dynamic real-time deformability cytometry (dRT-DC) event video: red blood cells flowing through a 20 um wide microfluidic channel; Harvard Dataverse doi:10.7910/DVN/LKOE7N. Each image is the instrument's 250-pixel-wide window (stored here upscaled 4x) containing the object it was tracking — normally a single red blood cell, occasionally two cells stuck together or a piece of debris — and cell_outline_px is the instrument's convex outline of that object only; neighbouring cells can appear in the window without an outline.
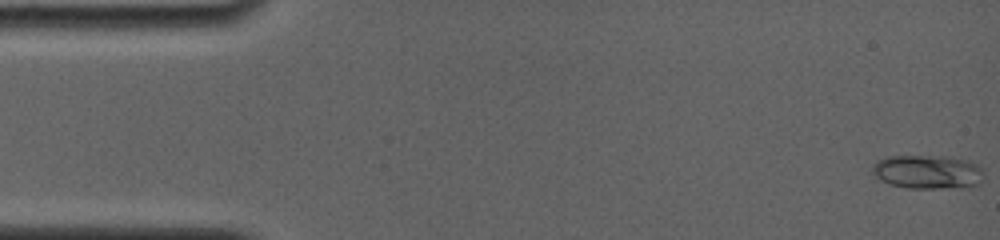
{"species": "common noctule bat (a hibernating species)", "species_latin": "Nyctalus noctula", "temperature_condition": "room temperature", "stored_images_in_passage": 19, "camera_frame_rate_fps": 4000, "um_per_image_px": 0.085, "animal": {"sex": "female", "body_mass_g": 19.0, "forearm_length_mm": 56.7}, "frame": {"image": 1, "passage_image": 1, "time_ms": 0.0, "image_size_px": [1000, 240], "cell_outline_px": [[980, 184], [960, 188], [908, 188], [888, 184], [880, 180], [872, 172], [872, 164], [876, 160], [888, 156], [948, 156], [968, 160], [976, 164], [980, 168]], "centroid_in_image_um": [78.79, 14.61], "position_along_channel_um": 6.2, "area_um2": 22.08}}
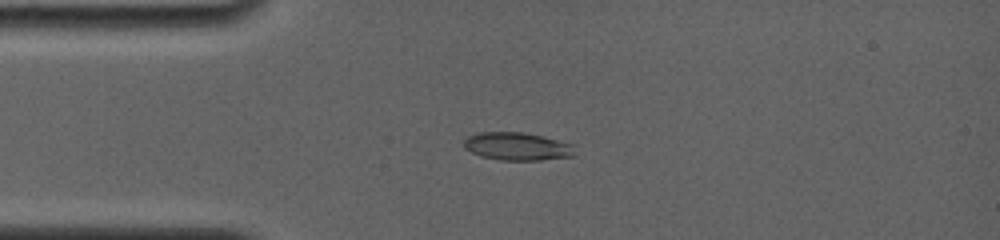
{"frame": {"image": 2, "passage_image": 16, "time_ms": 3.75, "image_size_px": [1000, 240], "cell_outline_px": [[576, 156], [540, 160], [500, 160], [480, 156], [464, 148], [464, 140], [468, 136], [480, 132], [524, 132], [544, 136], [576, 144]], "centroid_in_image_um": [44.04, 12.44], "position_along_channel_um": 41.0, "area_um2": 18.44}}
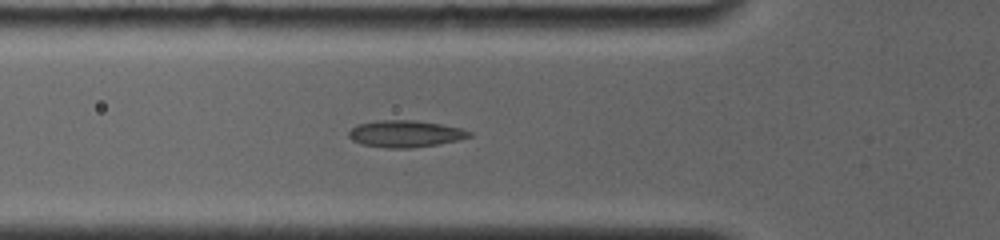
{"frame": {"image": 3, "passage_image": 19, "time_ms": 5.5, "image_size_px": [1000, 240], "cell_outline_px": [[472, 136], [440, 144], [408, 148], [388, 148], [364, 144], [352, 140], [348, 136], [348, 132], [356, 124], [380, 120], [416, 120], [440, 124], [460, 128], [472, 132]], "centroid_in_image_um": [34.44, 11.36], "position_along_channel_um": 91.4, "area_um2": 18.73}}